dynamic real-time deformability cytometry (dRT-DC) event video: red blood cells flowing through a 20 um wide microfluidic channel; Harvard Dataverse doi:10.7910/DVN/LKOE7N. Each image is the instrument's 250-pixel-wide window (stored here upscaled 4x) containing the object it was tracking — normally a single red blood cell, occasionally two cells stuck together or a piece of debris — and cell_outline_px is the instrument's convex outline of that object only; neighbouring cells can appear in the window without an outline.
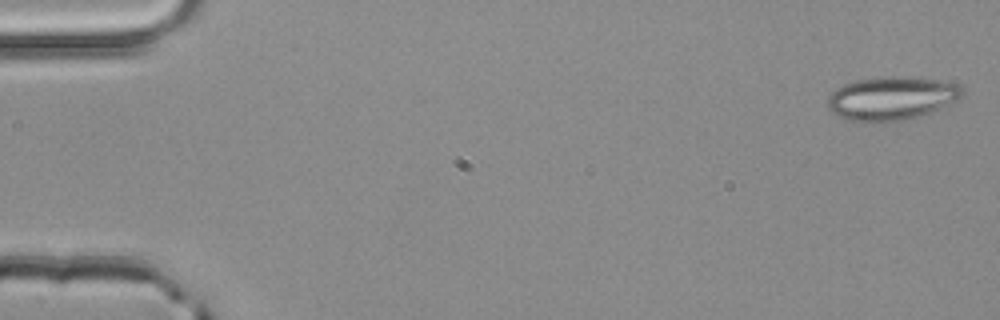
{"species": "common noctule bat (a hibernating species)", "species_latin": "Nyctalus noctula", "temperature_condition": "room temperature", "stored_images_in_passage": 10, "camera_frame_rate_fps": 3000, "um_per_image_px": 0.085, "animal": {"sex": "male", "body_mass_g": 20.4}, "frame": {"image": 1, "passage_image": 1, "time_ms": 0.0, "image_size_px": [1000, 320], "cell_outline_px": [[964, 92], [956, 100], [940, 108], [904, 120], [868, 124], [848, 120], [832, 112], [828, 108], [828, 96], [836, 88], [844, 84], [856, 80], [892, 76], [912, 76], [936, 80], [956, 84]], "centroid_in_image_um": [75.72, 8.37], "position_along_channel_um": 9.3, "area_um2": 34.04}}